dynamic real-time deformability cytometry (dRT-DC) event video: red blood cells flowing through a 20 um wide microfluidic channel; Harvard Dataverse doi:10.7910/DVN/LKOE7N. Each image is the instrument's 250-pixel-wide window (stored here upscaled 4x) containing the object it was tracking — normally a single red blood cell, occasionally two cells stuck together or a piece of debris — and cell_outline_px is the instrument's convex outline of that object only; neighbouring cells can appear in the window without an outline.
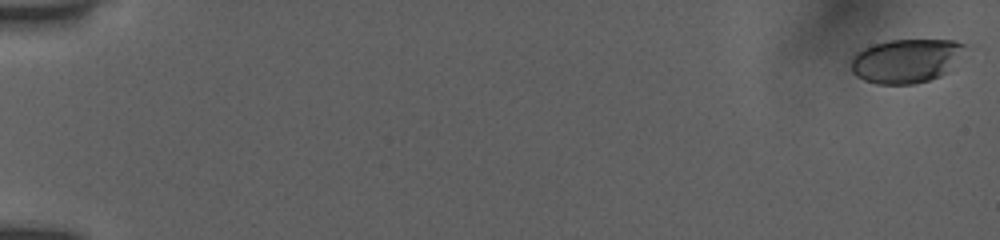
{"species": "human", "species_latin": "Homo sapiens", "temperature_condition": "room temperature", "stored_images_in_passage": 54, "camera_frame_rate_fps": 3000, "um_per_image_px": 0.085, "donor": {"sex": "female"}, "frame": {"image": 1, "passage_image": 1, "time_ms": 0.0, "image_size_px": [1000, 240], "cell_outline_px": [[964, 44], [948, 72], [940, 76], [928, 80], [912, 84], [876, 84], [864, 80], [856, 76], [852, 72], [852, 56], [856, 52], [872, 44], [888, 40], [952, 40]], "centroid_in_image_um": [76.93, 5.18], "position_along_channel_um": 8.1, "area_um2": 28.73}}
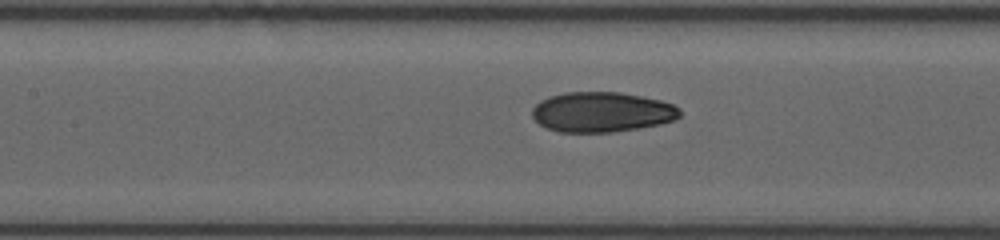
{"frame": {"image": 2, "passage_image": 27, "time_ms": 8.667, "image_size_px": [1000, 240], "cell_outline_px": [[680, 116], [676, 120], [660, 124], [612, 132], [560, 132], [548, 128], [540, 124], [532, 116], [532, 108], [540, 100], [548, 96], [564, 92], [620, 92], [660, 100], [672, 104], [680, 108]], "centroid_in_image_um": [51.15, 9.52], "position_along_channel_um": 156.3, "area_um2": 34.51}}
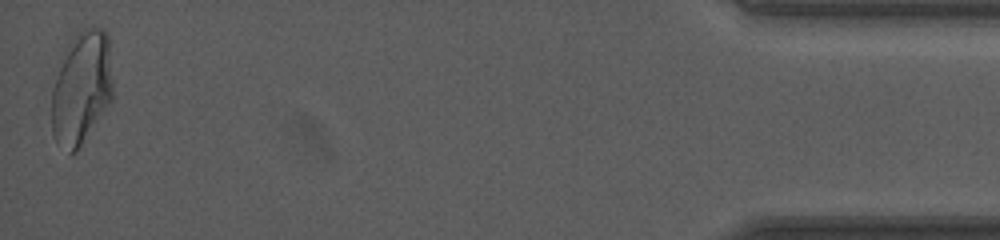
{"frame": {"image": 3, "passage_image": 54, "time_ms": 17.667, "image_size_px": [1000, 240], "cell_outline_px": [[112, 100], [76, 152], [72, 152], [56, 144], [52, 136], [52, 88], [60, 56], [72, 36], [84, 28], [104, 28], [108, 32], [112, 84]], "centroid_in_image_um": [6.9, 7.43], "position_along_channel_um": 428.3, "area_um2": 40.81}, "authors_computed_cell_mechanics": {"area_um2": 34.0153, "velocity_mm_per_s": 3.9154, "shape_relaxation_time_tau1_ms": 5.3567, "shape_relaxation_time_tau2_ms": 1.1335, "deformation_change_tau1": 0.1654, "deformation_change_tau2": 0.0583}}